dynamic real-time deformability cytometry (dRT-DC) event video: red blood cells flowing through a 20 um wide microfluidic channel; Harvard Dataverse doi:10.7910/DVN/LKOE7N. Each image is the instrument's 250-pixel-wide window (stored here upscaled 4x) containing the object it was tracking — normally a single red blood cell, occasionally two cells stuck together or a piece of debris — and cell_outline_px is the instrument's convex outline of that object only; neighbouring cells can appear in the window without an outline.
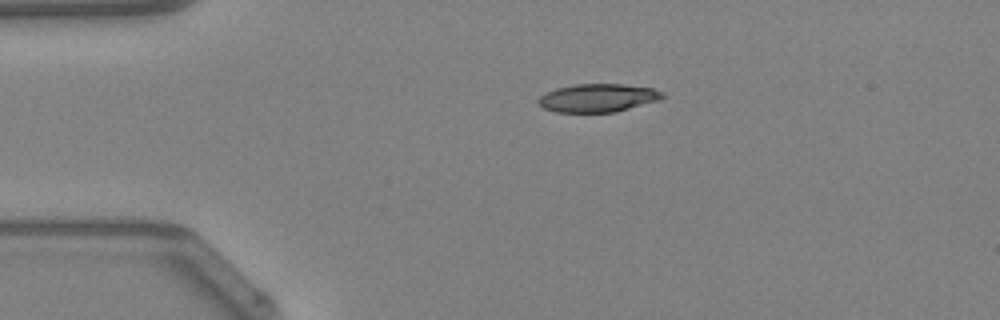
{"species": "Egyptian fruit bat (a non-hibernating species)", "species_latin": "Rousettus aegyptiacus", "temperature_condition": "warm", "stored_images_in_passage": 39, "camera_frame_rate_fps": 3000, "um_per_image_px": 0.085, "animal": {"sex": "female"}, "frame": {"image": 1, "passage_image": 1, "time_ms": 0.0, "image_size_px": [1000, 320], "cell_outline_px": [[664, 96], [660, 100], [616, 112], [556, 112], [544, 108], [536, 100], [540, 96], [556, 88], [576, 84], [624, 84], [652, 88], [664, 92]], "centroid_in_image_um": [50.85, 8.32], "position_along_channel_um": 34.2, "area_um2": 20.4}}
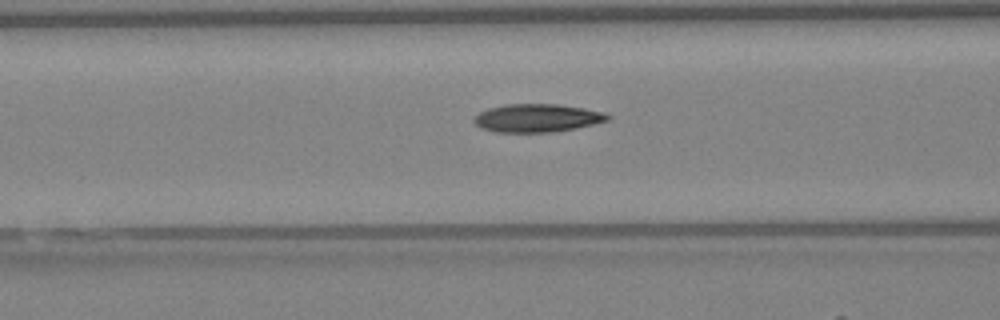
{"frame": {"image": 2, "passage_image": 10, "time_ms": 3.0, "image_size_px": [1000, 320], "cell_outline_px": [[612, 116], [608, 120], [576, 128], [552, 132], [496, 132], [484, 128], [476, 124], [472, 120], [480, 112], [488, 108], [504, 104], [556, 104], [584, 108], [604, 112]], "centroid_in_image_um": [45.67, 10.02], "position_along_channel_um": 120.9, "area_um2": 21.79}}
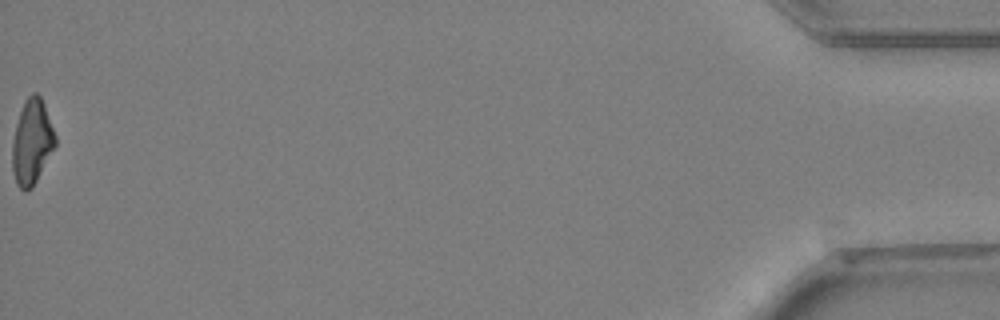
{"frame": {"image": 3, "passage_image": 39, "time_ms": 12.667, "image_size_px": [1000, 320], "cell_outline_px": [[56, 144], [32, 188], [28, 192], [24, 192], [16, 184], [12, 172], [12, 140], [16, 124], [24, 100], [32, 92], [36, 92], [40, 96], [44, 104], [56, 136]], "centroid_in_image_um": [2.69, 12.08], "position_along_channel_um": 432.5, "area_um2": 21.33}, "authors_computed_cell_mechanics": {"area_um2": 21.5594, "velocity_mm_per_s": 4.2877, "shape_relaxation_time_tau1_ms": 10.7164, "shape_relaxation_time_tau2_ms": 4.2668, "deformation_change_tau1": 0.2651, "deformation_change_tau2": 0.137}}